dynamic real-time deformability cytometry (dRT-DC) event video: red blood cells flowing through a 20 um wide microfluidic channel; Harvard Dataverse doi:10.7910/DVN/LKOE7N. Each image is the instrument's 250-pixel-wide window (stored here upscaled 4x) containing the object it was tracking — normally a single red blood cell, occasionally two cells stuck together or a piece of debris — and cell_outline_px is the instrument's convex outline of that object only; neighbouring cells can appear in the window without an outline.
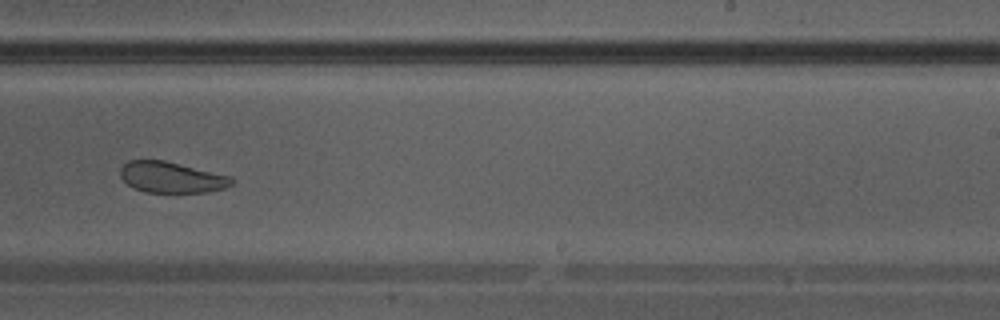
{"species": "Egyptian fruit bat (a non-hibernating species)", "species_latin": "Rousettus aegyptiacus", "temperature_condition": "warm", "stored_images_in_passage": 36, "camera_frame_rate_fps": 3000, "um_per_image_px": 0.085, "animal": {"sex": "male"}, "frame": {"image": 1, "passage_image": 25, "time_ms": 8.0, "image_size_px": [1000, 320], "cell_outline_px": [[236, 180], [232, 184], [224, 188], [208, 192], [144, 192], [132, 188], [120, 176], [120, 168], [128, 160], [164, 160], [232, 176]], "centroid_in_image_um": [14.59, 15.07], "position_along_channel_um": 274.4, "area_um2": 20.23}}